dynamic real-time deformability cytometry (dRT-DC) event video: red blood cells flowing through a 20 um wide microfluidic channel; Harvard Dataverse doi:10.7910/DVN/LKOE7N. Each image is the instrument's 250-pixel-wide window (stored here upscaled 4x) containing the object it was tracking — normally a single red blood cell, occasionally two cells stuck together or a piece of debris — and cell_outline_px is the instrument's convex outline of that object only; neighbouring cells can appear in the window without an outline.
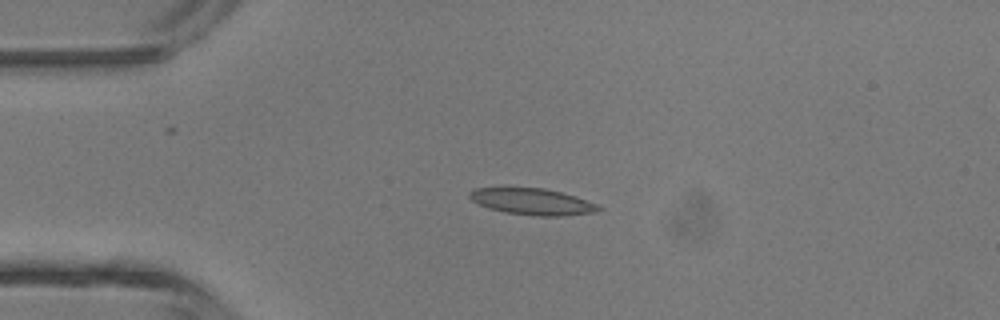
{"species": "common noctule bat (a hibernating species)", "species_latin": "Nyctalus noctula", "temperature_condition": "room temperature", "stored_images_in_passage": 6, "camera_frame_rate_fps": 3000, "um_per_image_px": 0.085, "animal": {"sex": "male", "body_mass_g": 13.3}, "frame": {"image": 1, "passage_image": 4, "time_ms": 3.333, "image_size_px": [1000, 320], "cell_outline_px": [[604, 208], [596, 212], [564, 216], [536, 216], [504, 212], [488, 208], [472, 200], [468, 196], [468, 192], [476, 188], [544, 188], [576, 196], [596, 204]], "centroid_in_image_um": [45.27, 17.15], "position_along_channel_um": 39.7, "area_um2": 19.83}}
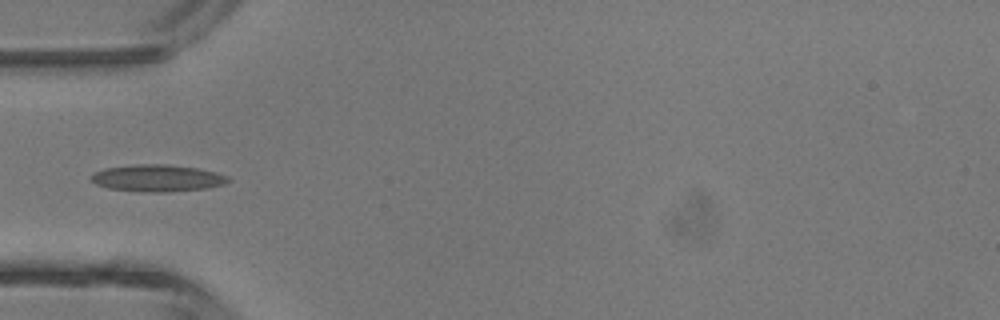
{"frame": {"image": 2, "passage_image": 5, "time_ms": 4.667, "image_size_px": [1000, 320], "cell_outline_px": [[232, 180], [224, 184], [208, 188], [164, 192], [152, 192], [108, 188], [96, 184], [88, 176], [92, 172], [104, 168], [136, 164], [164, 164], [196, 168], [216, 172], [228, 176]], "centroid_in_image_um": [13.36, 15.13], "position_along_channel_um": 71.6, "area_um2": 21.5}}
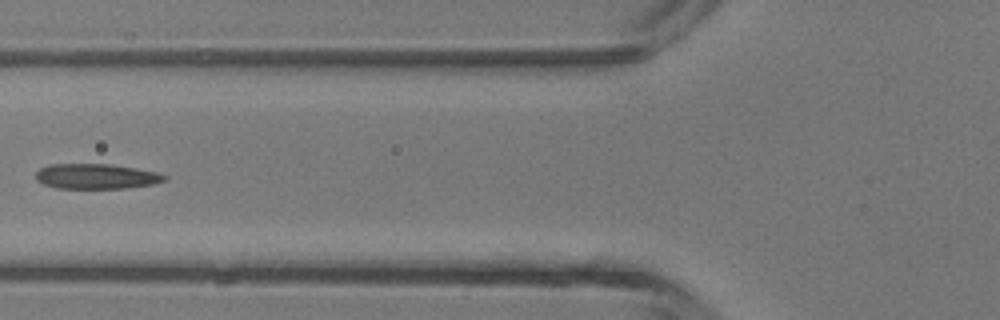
{"frame": {"image": 3, "passage_image": 6, "time_ms": 5.667, "image_size_px": [1000, 320], "cell_outline_px": [[168, 180], [152, 184], [124, 188], [56, 188], [44, 184], [36, 180], [36, 172], [40, 168], [48, 164], [112, 164], [136, 168], [156, 172], [168, 176]], "centroid_in_image_um": [8.18, 14.98], "position_along_channel_um": 117.6, "area_um2": 18.9}}